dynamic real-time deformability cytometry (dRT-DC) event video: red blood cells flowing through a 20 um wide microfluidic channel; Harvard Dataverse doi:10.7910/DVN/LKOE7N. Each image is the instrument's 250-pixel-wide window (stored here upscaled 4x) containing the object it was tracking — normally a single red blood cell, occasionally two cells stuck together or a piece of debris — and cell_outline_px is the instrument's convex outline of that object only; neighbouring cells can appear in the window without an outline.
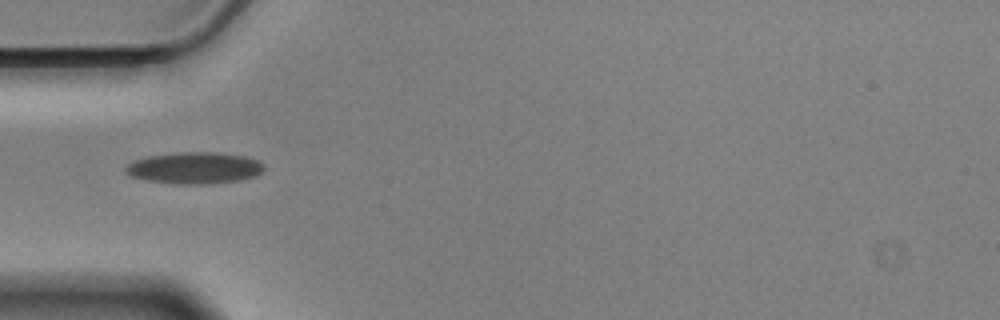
{"species": "Egyptian fruit bat (a non-hibernating species)", "species_latin": "Rousettus aegyptiacus", "temperature_condition": "cold", "stored_images_in_passage": 40, "camera_frame_rate_fps": 3000, "um_per_image_px": 0.085, "animal": {"sex": "male"}, "frame": {"image": 1, "passage_image": 1, "time_ms": 0.0, "image_size_px": [1000, 320], "cell_outline_px": [[264, 168], [256, 176], [240, 180], [204, 184], [180, 184], [148, 180], [132, 176], [124, 172], [124, 168], [132, 160], [148, 156], [180, 152], [212, 152], [244, 156], [256, 160], [264, 164]], "centroid_in_image_um": [16.51, 14.27], "position_along_channel_um": 68.5, "area_um2": 25.32}}
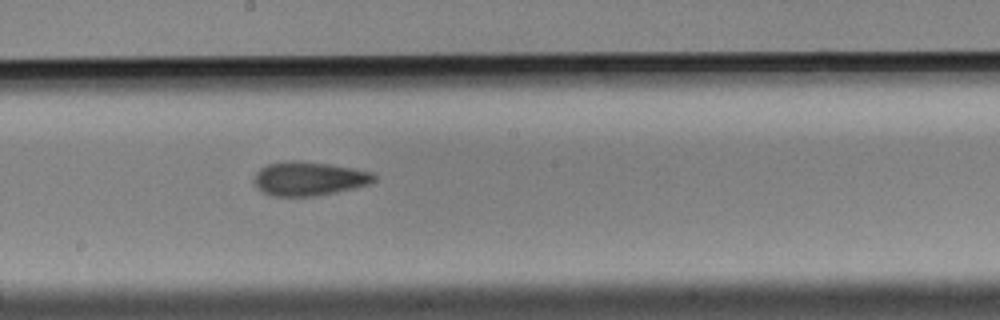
{"frame": {"image": 2, "passage_image": 14, "time_ms": 4.333, "image_size_px": [1000, 320], "cell_outline_px": [[376, 180], [368, 184], [336, 192], [316, 196], [272, 196], [260, 192], [252, 180], [256, 172], [260, 168], [268, 164], [292, 160], [300, 160], [328, 164], [352, 168], [372, 172], [376, 176]], "centroid_in_image_um": [26.21, 15.19], "position_along_channel_um": 222.0, "area_um2": 23.81}}
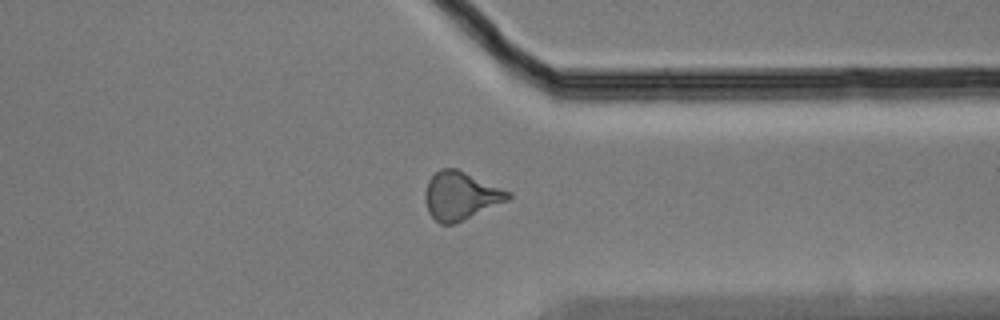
{"frame": {"image": 3, "passage_image": 27, "time_ms": 8.667, "image_size_px": [1000, 320], "cell_outline_px": [[512, 196], [508, 200], [456, 224], [440, 224], [428, 212], [424, 200], [424, 192], [428, 180], [440, 168], [456, 168], [512, 192]], "centroid_in_image_um": [39.14, 16.64], "position_along_channel_um": 372.3, "area_um2": 23.41}, "authors_computed_cell_mechanics": {"area_um2": 23.0044, "velocity_mm_per_s": 3.5166, "shape_relaxation_time_tau1_ms": 5.2019, "shape_relaxation_time_tau2_ms": 3.4425, "deformation_change_tau1": 0.1371, "deformation_change_tau2": 0.1006}}